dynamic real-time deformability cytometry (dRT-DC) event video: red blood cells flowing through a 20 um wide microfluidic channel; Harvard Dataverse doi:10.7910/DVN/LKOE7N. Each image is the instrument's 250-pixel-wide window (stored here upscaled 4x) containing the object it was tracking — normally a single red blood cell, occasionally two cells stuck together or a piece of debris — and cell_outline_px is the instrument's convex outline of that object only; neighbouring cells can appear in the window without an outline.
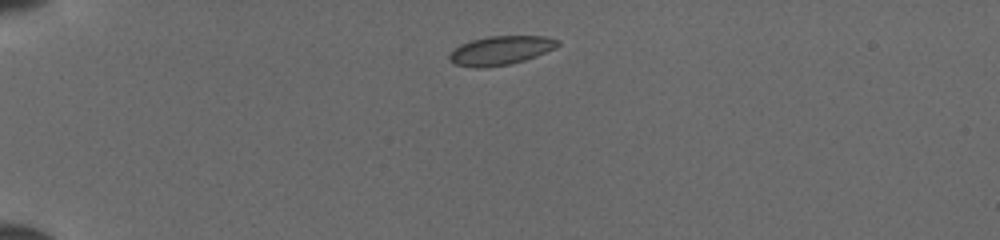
{"species": "common noctule bat (a hibernating species)", "species_latin": "Nyctalus noctula", "temperature_condition": "cold", "stored_images_in_passage": 38, "camera_frame_rate_fps": 3000, "um_per_image_px": 0.085, "animal": {"sex": "female", "body_mass_g": 19.5, "forearm_length_mm": 54.1}, "frame": {"image": 1, "passage_image": 1, "time_ms": 0.0, "image_size_px": [1000, 240], "cell_outline_px": [[560, 44], [556, 48], [536, 56], [512, 64], [484, 68], [476, 68], [456, 64], [448, 60], [448, 56], [460, 44], [472, 40], [488, 36], [544, 36], [560, 40]], "centroid_in_image_um": [42.58, 4.29], "position_along_channel_um": 42.4, "area_um2": 18.32}}
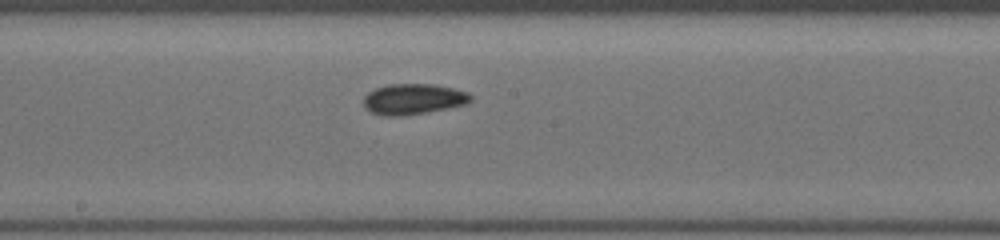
{"frame": {"image": 2, "passage_image": 17, "time_ms": 5.333, "image_size_px": [1000, 240], "cell_outline_px": [[472, 100], [464, 104], [448, 108], [428, 112], [400, 116], [384, 116], [372, 112], [364, 104], [364, 96], [368, 92], [376, 88], [388, 84], [436, 84], [468, 92], [472, 96]], "centroid_in_image_um": [35.14, 8.41], "position_along_channel_um": 213.1, "area_um2": 19.07}}
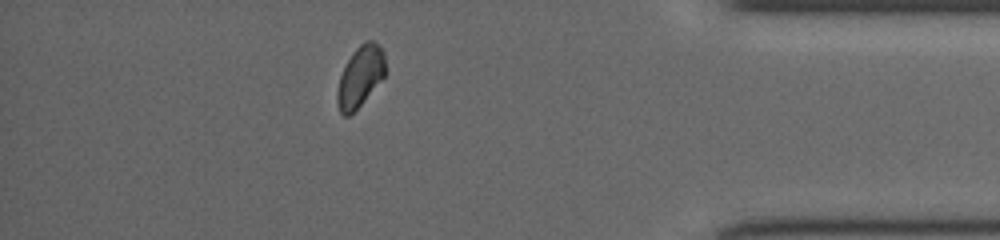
{"frame": {"image": 3, "passage_image": 33, "time_ms": 10.667, "image_size_px": [1000, 240], "cell_outline_px": [[384, 76], [360, 104], [348, 116], [344, 116], [340, 112], [336, 100], [336, 92], [340, 76], [352, 52], [364, 40], [372, 40], [380, 44], [384, 52]], "centroid_in_image_um": [30.6, 6.46], "position_along_channel_um": 404.6, "area_um2": 16.76}}